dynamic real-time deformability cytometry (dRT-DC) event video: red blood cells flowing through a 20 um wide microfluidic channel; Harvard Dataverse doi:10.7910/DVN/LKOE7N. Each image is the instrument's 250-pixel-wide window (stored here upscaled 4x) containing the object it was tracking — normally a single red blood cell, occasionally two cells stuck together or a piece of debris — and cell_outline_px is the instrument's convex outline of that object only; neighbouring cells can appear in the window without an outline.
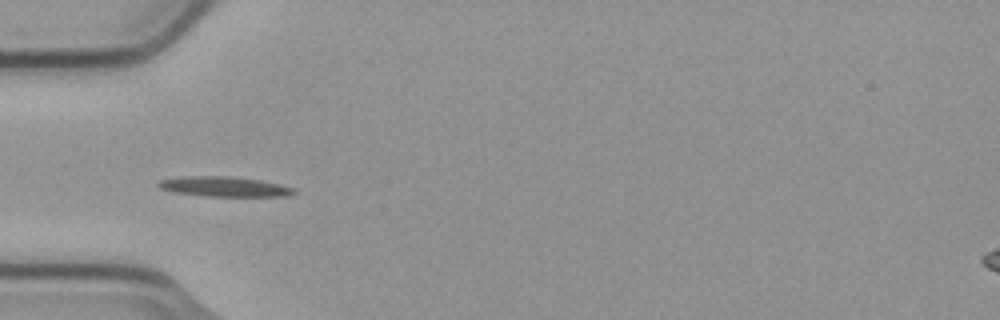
{"species": "common noctule bat (a hibernating species)", "species_latin": "Nyctalus noctula", "temperature_condition": "cold", "stored_images_in_passage": 8, "camera_frame_rate_fps": 3000, "um_per_image_px": 0.085, "animal": {"sex": "male", "body_mass_g": 23.1, "forearm_length_mm": 52.7}, "frame": {"image": 1, "passage_image": 6, "time_ms": 1.667, "image_size_px": [1000, 320], "cell_outline_px": [[296, 192], [288, 196], [208, 196], [172, 192], [160, 188], [156, 184], [160, 180], [184, 176], [228, 176], [260, 180], [280, 184], [296, 188]], "centroid_in_image_um": [19.08, 15.86], "position_along_channel_um": 65.9, "area_um2": 15.78}}
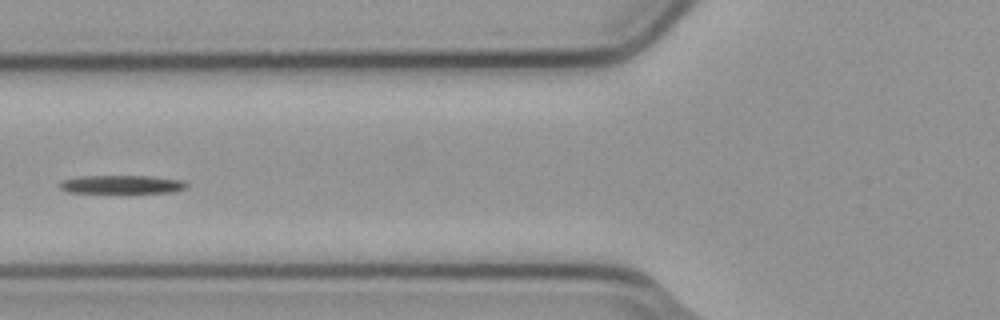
{"frame": {"image": 2, "passage_image": 7, "time_ms": 2.0, "image_size_px": [1000, 320], "cell_outline_px": [[188, 188], [172, 192], [128, 196], [68, 192], [60, 188], [60, 180], [76, 176], [152, 176], [184, 180], [188, 184]], "centroid_in_image_um": [10.38, 15.74], "position_along_channel_um": 115.4, "area_um2": 15.09}}
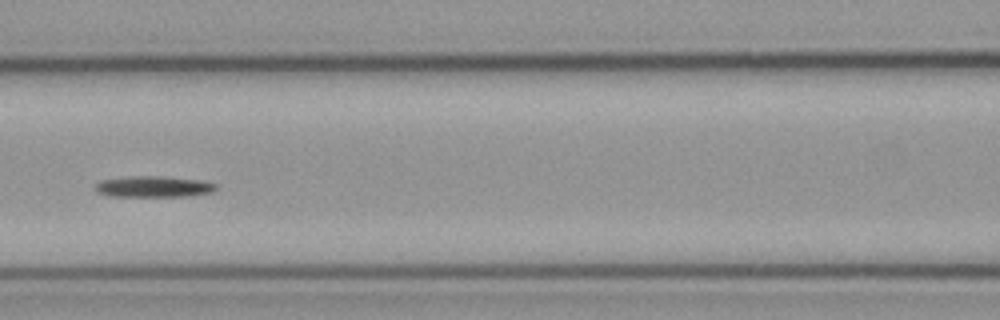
{"frame": {"image": 3, "passage_image": 8, "time_ms": 2.333, "image_size_px": [1000, 320], "cell_outline_px": [[216, 188], [212, 192], [188, 196], [108, 196], [96, 192], [92, 188], [92, 184], [100, 180], [128, 176], [160, 176], [200, 180], [216, 184]], "centroid_in_image_um": [12.94, 15.86], "position_along_channel_um": 153.7, "area_um2": 15.03}}